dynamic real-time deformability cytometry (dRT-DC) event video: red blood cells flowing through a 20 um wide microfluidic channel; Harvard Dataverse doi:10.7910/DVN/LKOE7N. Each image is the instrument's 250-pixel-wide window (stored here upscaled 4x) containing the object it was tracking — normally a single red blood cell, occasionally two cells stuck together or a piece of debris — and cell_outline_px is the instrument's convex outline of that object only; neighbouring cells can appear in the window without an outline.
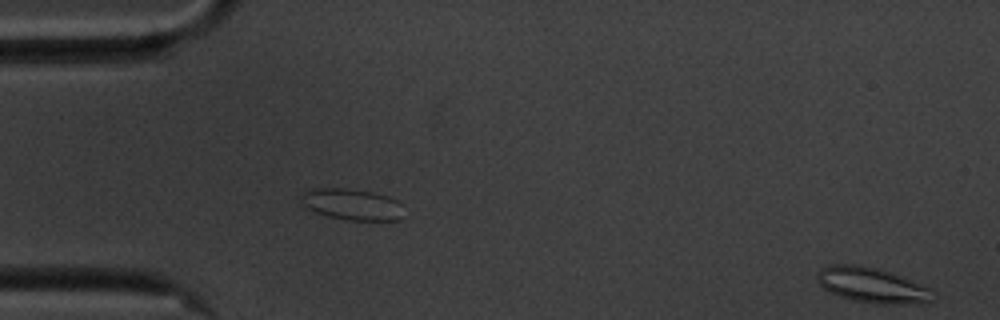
{"species": "common noctule bat (a hibernating species)", "species_latin": "Nyctalus noctula", "temperature_condition": "cold", "stored_images_in_passage": 12, "segment_of_instrument_passage": [2, 2], "camera_frame_rate_fps": 3000, "um_per_image_px": 0.085, "animal": {"sex": "male", "body_mass_g": 20.1, "forearm_length_mm": 53.5}, "frame": {"image": 1, "passage_image": 12, "time_ms": 3.667, "image_size_px": [1000, 320], "cell_outline_px": [[936, 300], [924, 304], [884, 304], [856, 300], [840, 296], [824, 288], [820, 284], [820, 268], [832, 264], [860, 264], [876, 268], [888, 272], [928, 288], [936, 296]], "centroid_in_image_um": [74.18, 24.25], "position_along_channel_um": 10.8, "area_um2": 23.18}}